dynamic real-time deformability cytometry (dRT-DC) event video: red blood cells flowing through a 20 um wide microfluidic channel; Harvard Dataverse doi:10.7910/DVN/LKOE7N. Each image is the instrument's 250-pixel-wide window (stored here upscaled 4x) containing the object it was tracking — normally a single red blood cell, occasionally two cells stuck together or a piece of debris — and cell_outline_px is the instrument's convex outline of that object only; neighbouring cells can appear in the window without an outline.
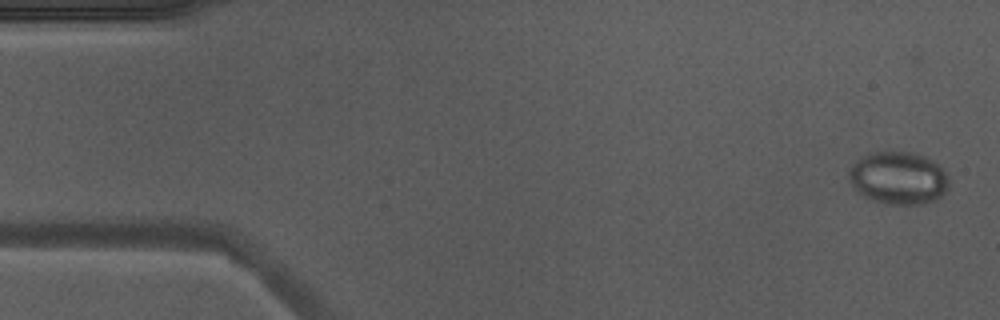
{"species": "Egyptian fruit bat (a non-hibernating species)", "species_latin": "Rousettus aegyptiacus", "temperature_condition": "warm", "stored_images_in_passage": 52, "camera_frame_rate_fps": 3000, "um_per_image_px": 0.085, "animal": {"sex": "male"}, "frame": {"image": 1, "passage_image": 2, "time_ms": 0.333, "image_size_px": [1000, 320], "cell_outline_px": [[948, 188], [936, 200], [924, 204], [884, 204], [868, 200], [848, 180], [848, 172], [852, 164], [860, 156], [876, 152], [912, 152], [924, 156], [932, 160], [944, 168], [948, 176]], "centroid_in_image_um": [76.36, 15.14], "position_along_channel_um": 8.6, "area_um2": 30.98}}
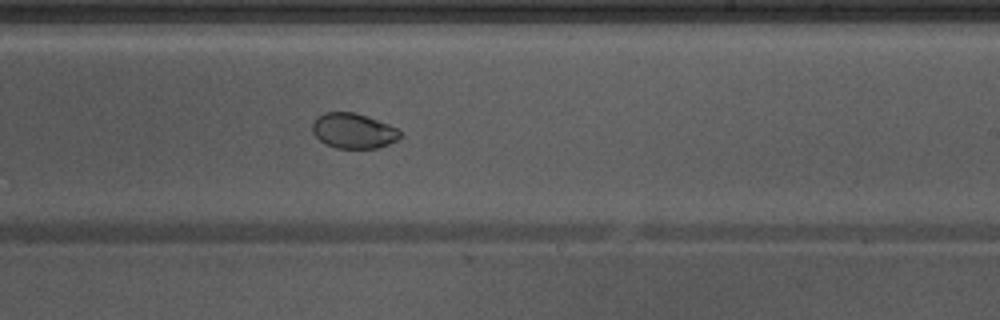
{"frame": {"image": 2, "passage_image": 31, "time_ms": 10.0, "image_size_px": [1000, 320], "cell_outline_px": [[400, 136], [396, 140], [388, 144], [376, 148], [336, 148], [324, 144], [312, 132], [312, 124], [316, 116], [324, 112], [352, 112], [388, 124], [396, 128], [400, 132]], "centroid_in_image_um": [29.98, 11.12], "position_along_channel_um": 259.0, "area_um2": 17.8}}
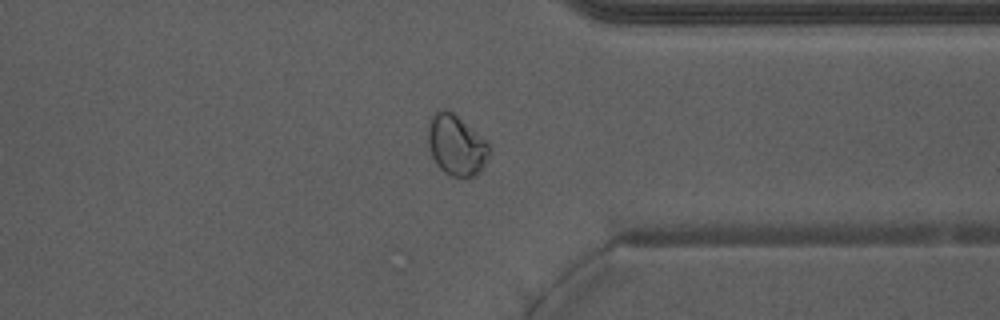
{"frame": {"image": 3, "passage_image": 40, "time_ms": 13.0, "image_size_px": [1000, 320], "cell_outline_px": [[488, 156], [480, 172], [476, 176], [468, 180], [452, 176], [444, 172], [436, 164], [428, 148], [428, 120], [440, 108], [444, 108], [452, 112], [488, 140]], "centroid_in_image_um": [38.77, 12.36], "position_along_channel_um": 372.6, "area_um2": 22.02}, "authors_computed_cell_mechanics": {"area_um2": 24.5361, "velocity_mm_per_s": 3.9439, "shape_relaxation_time_tau1_ms": 6.3332, "shape_relaxation_time_tau2_ms": null, "deformation_change_tau1": 0.115, "deformation_change_tau2": null}}